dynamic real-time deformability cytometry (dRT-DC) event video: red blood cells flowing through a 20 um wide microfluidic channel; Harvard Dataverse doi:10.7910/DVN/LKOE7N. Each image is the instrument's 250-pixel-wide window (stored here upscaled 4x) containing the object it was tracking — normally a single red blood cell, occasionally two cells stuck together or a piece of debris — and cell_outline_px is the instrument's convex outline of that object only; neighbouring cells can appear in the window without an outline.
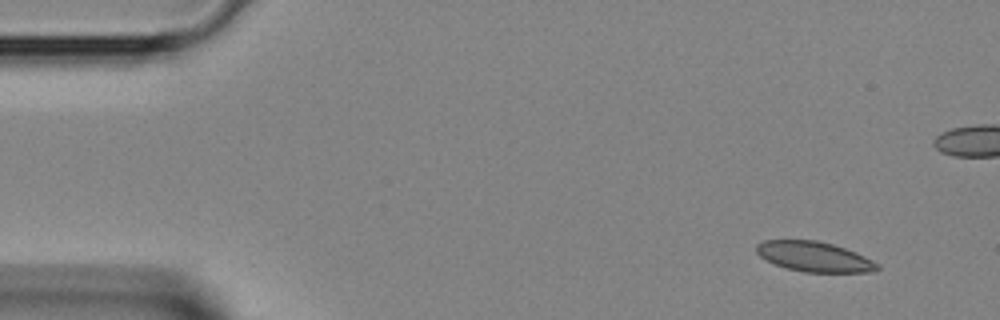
{"species": "Egyptian fruit bat (a non-hibernating species)", "species_latin": "Rousettus aegyptiacus", "temperature_condition": "room temperature", "stored_images_in_passage": 3, "segment_of_instrument_passage": [2, 2], "camera_frame_rate_fps": 3000, "um_per_image_px": 0.085, "animal": {"sex": "female"}, "frame": {"image": 1, "passage_image": 3, "time_ms": 0.667, "image_size_px": [1000, 320], "cell_outline_px": [[880, 268], [868, 272], [804, 272], [788, 268], [776, 264], [760, 256], [756, 252], [756, 244], [764, 240], [816, 240], [832, 244], [856, 252], [880, 264]], "centroid_in_image_um": [69.22, 21.81], "position_along_channel_um": 15.8, "area_um2": 20.98}}